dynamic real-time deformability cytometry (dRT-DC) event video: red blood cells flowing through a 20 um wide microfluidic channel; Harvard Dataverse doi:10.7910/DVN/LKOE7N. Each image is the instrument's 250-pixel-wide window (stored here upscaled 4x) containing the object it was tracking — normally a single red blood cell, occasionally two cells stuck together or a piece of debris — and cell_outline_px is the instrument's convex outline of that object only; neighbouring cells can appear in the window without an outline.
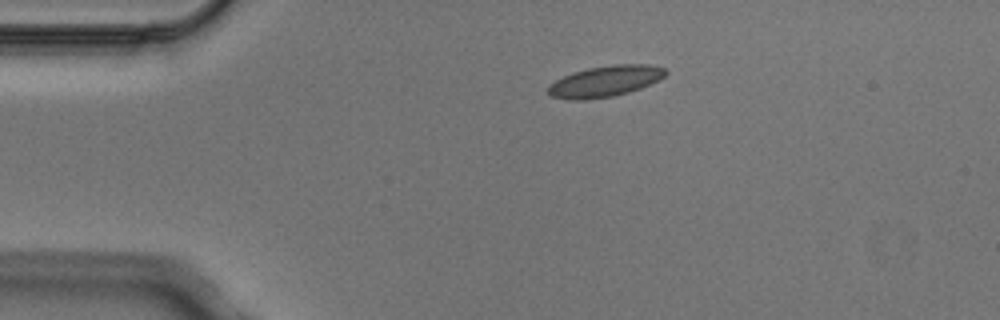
{"species": "Egyptian fruit bat (a non-hibernating species)", "species_latin": "Rousettus aegyptiacus", "temperature_condition": "cold", "stored_images_in_passage": 2, "camera_frame_rate_fps": 3000, "um_per_image_px": 0.085, "animal": {"sex": "male"}, "frame": {"image": 1, "passage_image": 1, "time_ms": 0.0, "image_size_px": [1000, 320], "cell_outline_px": [[668, 72], [660, 80], [640, 88], [628, 92], [612, 96], [584, 100], [568, 100], [552, 96], [548, 92], [548, 84], [572, 72], [588, 68], [612, 64], [648, 64], [664, 68]], "centroid_in_image_um": [51.43, 6.9], "position_along_channel_um": 33.6, "area_um2": 21.27}}